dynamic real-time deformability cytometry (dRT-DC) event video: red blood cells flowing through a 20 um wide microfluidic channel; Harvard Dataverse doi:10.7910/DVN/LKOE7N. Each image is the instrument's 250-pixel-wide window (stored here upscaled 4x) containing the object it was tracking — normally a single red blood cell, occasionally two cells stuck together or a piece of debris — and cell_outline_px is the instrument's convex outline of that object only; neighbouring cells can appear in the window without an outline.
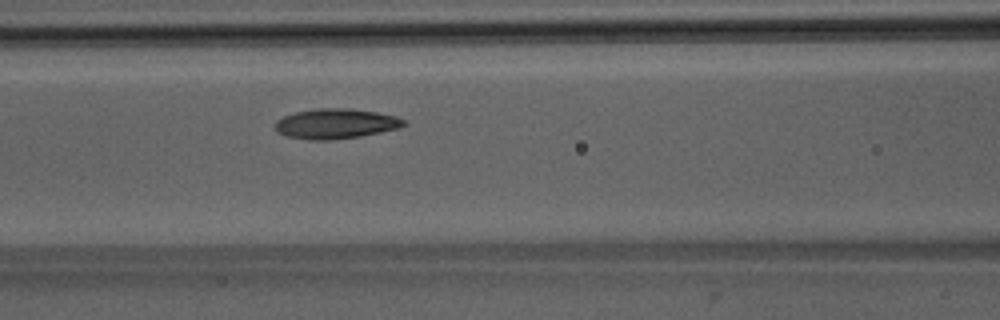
{"species": "Egyptian fruit bat (a non-hibernating species)", "species_latin": "Rousettus aegyptiacus", "temperature_condition": "room temperature", "stored_images_in_passage": 44, "camera_frame_rate_fps": 3000, "um_per_image_px": 0.085, "animal": {"sex": "male"}, "frame": {"image": 1, "passage_image": 15, "time_ms": 4.667, "image_size_px": [1000, 320], "cell_outline_px": [[408, 124], [400, 128], [360, 136], [332, 140], [308, 140], [284, 136], [276, 132], [276, 120], [284, 116], [296, 112], [316, 108], [348, 108], [376, 112], [396, 116], [404, 120]], "centroid_in_image_um": [28.53, 10.52], "position_along_channel_um": 138.1, "area_um2": 22.66}}
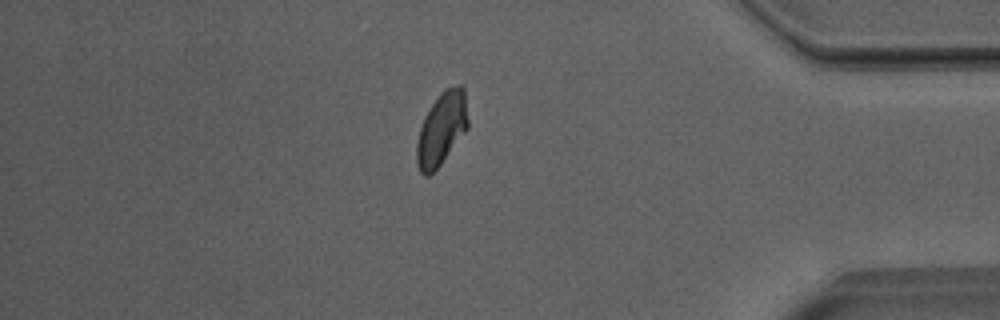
{"frame": {"image": 2, "passage_image": 37, "time_ms": 12.0, "image_size_px": [1000, 320], "cell_outline_px": [[468, 128], [440, 164], [428, 176], [424, 176], [420, 172], [416, 160], [416, 144], [420, 128], [424, 116], [440, 92], [444, 88], [456, 84], [460, 84], [464, 88], [468, 120]], "centroid_in_image_um": [37.53, 10.91], "position_along_channel_um": 397.7, "area_um2": 21.73}}
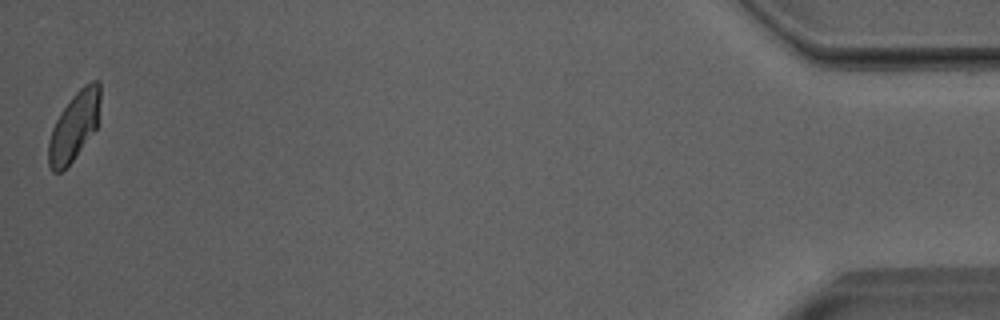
{"frame": {"image": 3, "passage_image": 44, "time_ms": 14.333, "image_size_px": [1000, 320], "cell_outline_px": [[100, 100], [96, 128], [72, 160], [60, 172], [52, 172], [48, 164], [48, 140], [52, 128], [60, 112], [72, 96], [84, 84], [92, 80], [100, 80]], "centroid_in_image_um": [6.29, 10.7], "position_along_channel_um": 428.9, "area_um2": 20.46}, "authors_computed_cell_mechanics": {"area_um2": 21.7328, "velocity_mm_per_s": 3.9732, "shape_relaxation_time_tau1_ms": 5.9342, "shape_relaxation_time_tau2_ms": 2.979, "deformation_change_tau1": 0.1544, "deformation_change_tau2": 0.0719}}